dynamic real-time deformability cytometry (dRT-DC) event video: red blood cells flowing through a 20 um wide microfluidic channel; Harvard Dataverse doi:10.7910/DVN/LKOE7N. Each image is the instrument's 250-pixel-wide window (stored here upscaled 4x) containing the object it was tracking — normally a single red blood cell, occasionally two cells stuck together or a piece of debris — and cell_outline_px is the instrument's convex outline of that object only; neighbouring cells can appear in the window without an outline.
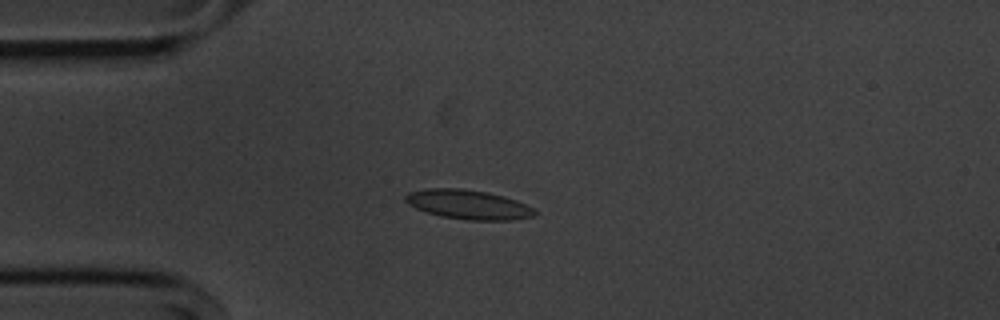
{"species": "common noctule bat (a hibernating species)", "species_latin": "Nyctalus noctula", "temperature_condition": "cold", "stored_images_in_passage": 54, "camera_frame_rate_fps": 3000, "um_per_image_px": 0.085, "animal": {"sex": "male", "body_mass_g": 20.1, "forearm_length_mm": 53.5}, "frame": {"image": 1, "passage_image": 13, "time_ms": 4.0, "image_size_px": [1000, 320], "cell_outline_px": [[536, 212], [532, 216], [512, 220], [468, 220], [440, 216], [416, 208], [408, 204], [404, 200], [404, 196], [408, 192], [428, 188], [460, 188], [488, 192], [504, 196], [516, 200], [532, 208]], "centroid_in_image_um": [39.76, 17.37], "position_along_channel_um": 45.2, "area_um2": 22.02}}
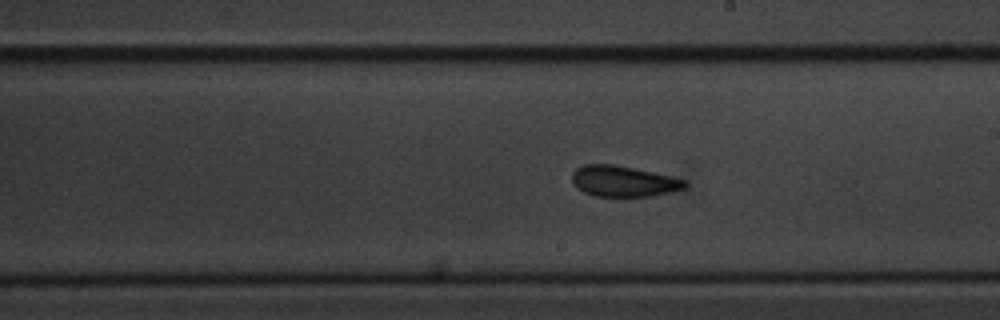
{"frame": {"image": 2, "passage_image": 30, "time_ms": 9.667, "image_size_px": [1000, 320], "cell_outline_px": [[688, 188], [652, 196], [596, 196], [584, 192], [576, 188], [572, 184], [572, 172], [576, 168], [584, 164], [612, 164], [672, 176], [688, 180]], "centroid_in_image_um": [53.01, 15.41], "position_along_channel_um": 236.0, "area_um2": 20.46}}
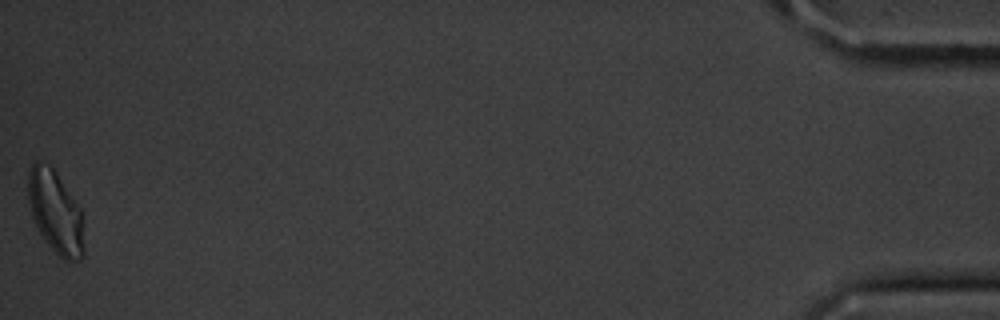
{"frame": {"image": 3, "passage_image": 54, "time_ms": 17.667, "image_size_px": [1000, 320], "cell_outline_px": [[84, 256], [80, 260], [64, 260], [44, 240], [32, 216], [28, 200], [28, 172], [32, 164], [36, 160], [40, 160], [48, 164], [56, 172], [80, 208], [84, 248]], "centroid_in_image_um": [4.7, 18.01], "position_along_channel_um": 430.5, "area_um2": 26.65}, "authors_computed_cell_mechanics": {"area_um2": 20.7791, "velocity_mm_per_s": 3.6405, "shape_relaxation_time_tau1_ms": 4.1784, "shape_relaxation_time_tau2_ms": 1.8004, "deformation_change_tau1": 0.093, "deformation_change_tau2": 0.079}}